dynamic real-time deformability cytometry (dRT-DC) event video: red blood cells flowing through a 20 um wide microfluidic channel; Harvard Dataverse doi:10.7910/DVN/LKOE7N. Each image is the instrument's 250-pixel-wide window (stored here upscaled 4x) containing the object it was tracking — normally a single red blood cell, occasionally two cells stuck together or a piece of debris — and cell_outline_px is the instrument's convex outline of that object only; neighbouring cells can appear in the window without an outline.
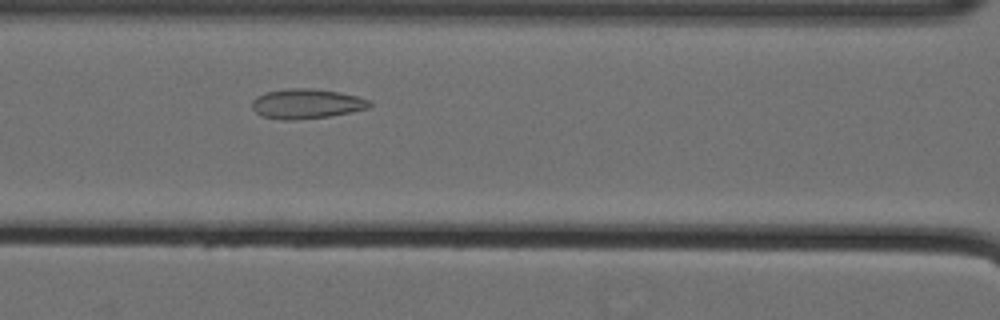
{"species": "Egyptian fruit bat (a non-hibernating species)", "species_latin": "Rousettus aegyptiacus", "temperature_condition": "cold", "stored_images_in_passage": 50, "camera_frame_rate_fps": 3000, "um_per_image_px": 0.085, "animal": {"sex": "female"}, "frame": {"image": 1, "passage_image": 19, "time_ms": 6.0, "image_size_px": [1000, 320], "cell_outline_px": [[372, 104], [368, 108], [328, 116], [296, 120], [284, 120], [264, 116], [256, 112], [252, 108], [252, 100], [256, 96], [264, 92], [288, 88], [312, 88], [340, 92], [356, 96], [368, 100]], "centroid_in_image_um": [26.01, 8.8], "position_along_channel_um": 140.6, "area_um2": 20.29}}
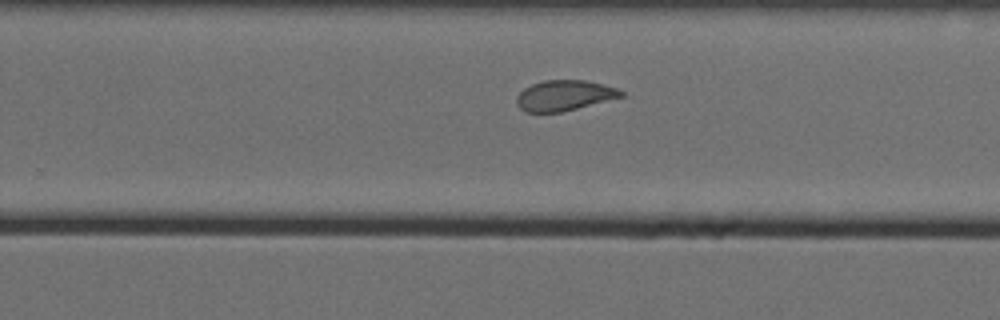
{"frame": {"image": 2, "passage_image": 31, "time_ms": 10.0, "image_size_px": [1000, 320], "cell_outline_px": [[624, 96], [560, 112], [524, 112], [516, 104], [516, 96], [524, 88], [532, 84], [544, 80], [588, 80], [616, 88], [624, 92]], "centroid_in_image_um": [47.93, 8.11], "position_along_channel_um": 281.9, "area_um2": 18.44}}
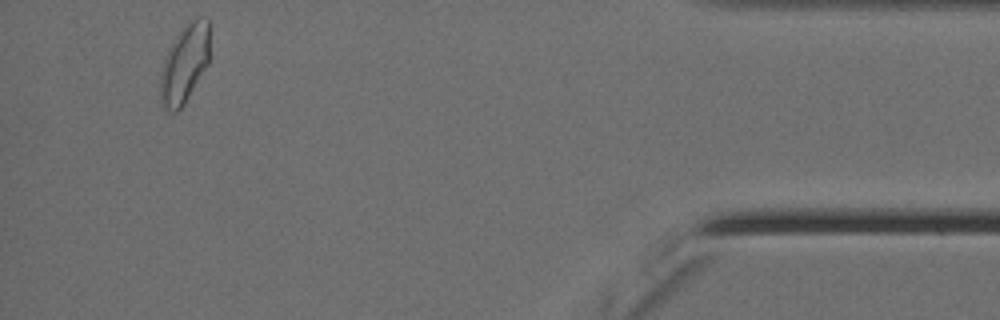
{"frame": {"image": 3, "passage_image": 47, "time_ms": 15.333, "image_size_px": [1000, 320], "cell_outline_px": [[208, 64], [184, 104], [176, 112], [168, 112], [160, 104], [160, 72], [164, 56], [172, 40], [188, 20], [196, 16], [208, 16]], "centroid_in_image_um": [15.65, 5.39], "position_along_channel_um": 419.5, "area_um2": 23.0}, "authors_computed_cell_mechanics": {"area_um2": 20.8369, "velocity_mm_per_s": 3.5454, "shape_relaxation_time_tau1_ms": null, "shape_relaxation_time_tau2_ms": 1.2948, "deformation_change_tau1": null, "deformation_change_tau2": 0.0566}}